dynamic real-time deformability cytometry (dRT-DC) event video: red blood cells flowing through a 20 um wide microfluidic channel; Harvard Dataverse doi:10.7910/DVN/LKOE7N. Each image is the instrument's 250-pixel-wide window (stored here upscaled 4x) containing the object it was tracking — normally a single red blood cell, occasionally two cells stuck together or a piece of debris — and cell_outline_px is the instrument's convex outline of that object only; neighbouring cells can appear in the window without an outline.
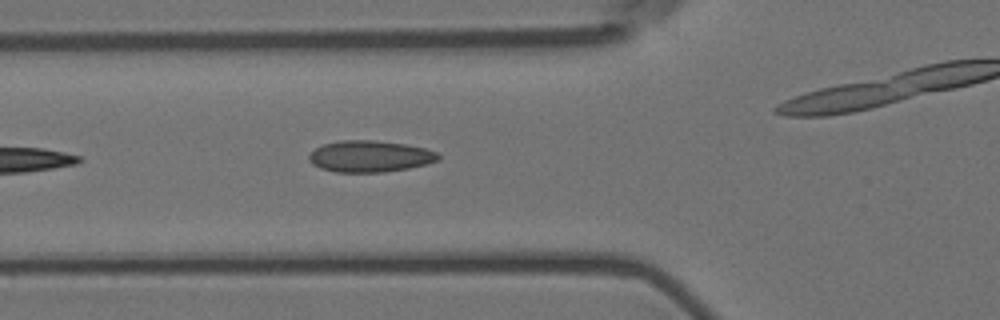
{"species": "Egyptian fruit bat (a non-hibernating species)", "species_latin": "Rousettus aegyptiacus", "temperature_condition": "room temperature", "stored_images_in_passage": 6, "camera_frame_rate_fps": 3000, "um_per_image_px": 0.085, "animal": {"sex": "female"}, "frame": {"image": 1, "passage_image": 5, "time_ms": 1.333, "image_size_px": [1000, 320], "cell_outline_px": [[440, 160], [408, 168], [384, 172], [336, 172], [320, 168], [312, 164], [308, 160], [308, 156], [316, 148], [324, 144], [340, 140], [376, 140], [404, 144], [424, 148], [436, 152], [440, 156]], "centroid_in_image_um": [31.42, 13.29], "position_along_channel_um": 94.4, "area_um2": 23.64}}